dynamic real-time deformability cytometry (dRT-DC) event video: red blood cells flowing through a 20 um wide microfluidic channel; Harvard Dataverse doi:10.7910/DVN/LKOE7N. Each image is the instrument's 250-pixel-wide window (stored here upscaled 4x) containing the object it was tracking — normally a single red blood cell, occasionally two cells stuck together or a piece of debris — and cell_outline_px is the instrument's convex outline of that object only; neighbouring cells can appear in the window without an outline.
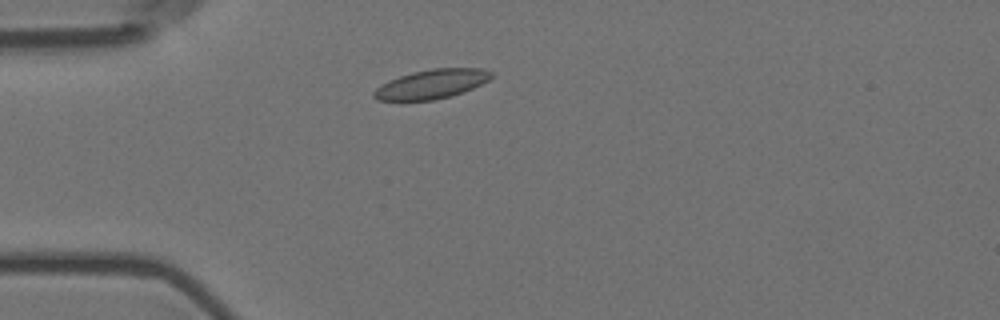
{"species": "Egyptian fruit bat (a non-hibernating species)", "species_latin": "Rousettus aegyptiacus", "temperature_condition": "room temperature", "stored_images_in_passage": 2, "camera_frame_rate_fps": 3000, "um_per_image_px": 0.085, "animal": {"sex": "female"}, "frame": {"image": 1, "passage_image": 2, "time_ms": 0.333, "image_size_px": [1000, 320], "cell_outline_px": [[496, 72], [488, 80], [472, 88], [436, 100], [376, 100], [372, 96], [372, 92], [376, 88], [388, 80], [412, 72], [432, 68], [480, 68]], "centroid_in_image_um": [36.67, 7.13], "position_along_channel_um": 48.3, "area_um2": 19.88}}